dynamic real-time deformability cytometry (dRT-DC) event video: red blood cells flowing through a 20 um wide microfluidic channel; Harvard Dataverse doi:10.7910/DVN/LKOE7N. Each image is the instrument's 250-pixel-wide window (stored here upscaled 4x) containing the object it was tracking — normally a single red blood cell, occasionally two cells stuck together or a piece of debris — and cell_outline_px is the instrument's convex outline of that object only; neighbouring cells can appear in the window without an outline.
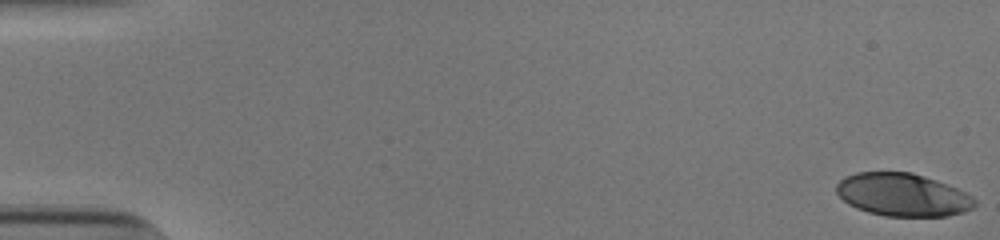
{"species": "human", "species_latin": "Homo sapiens", "temperature_condition": "cold", "stored_images_in_passage": 54, "camera_frame_rate_fps": 3000, "um_per_image_px": 0.085, "donor": {"sex": "male"}, "frame": {"image": 1, "passage_image": 1, "time_ms": 0.0, "image_size_px": [1000, 240], "cell_outline_px": [[976, 204], [972, 208], [964, 212], [948, 216], [884, 216], [868, 212], [856, 208], [848, 204], [836, 192], [836, 184], [844, 176], [856, 172], [912, 172], [948, 184], [972, 196], [976, 200]], "centroid_in_image_um": [76.72, 16.55], "position_along_channel_um": 8.3, "area_um2": 34.68}}
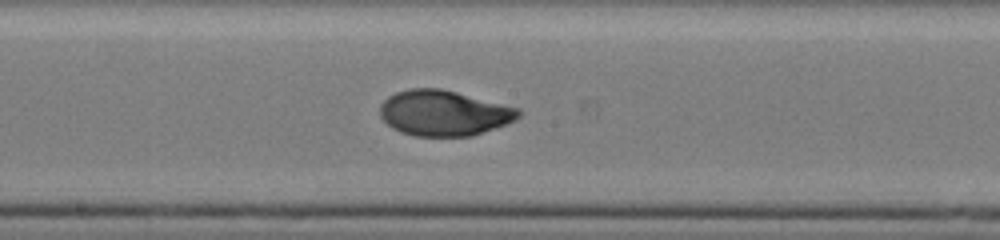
{"frame": {"image": 2, "passage_image": 30, "time_ms": 9.667, "image_size_px": [1000, 240], "cell_outline_px": [[520, 116], [516, 120], [472, 136], [416, 136], [400, 132], [392, 128], [380, 116], [380, 104], [388, 96], [396, 92], [408, 88], [440, 88], [520, 108]], "centroid_in_image_um": [37.71, 9.6], "position_along_channel_um": 210.5, "area_um2": 36.7}}
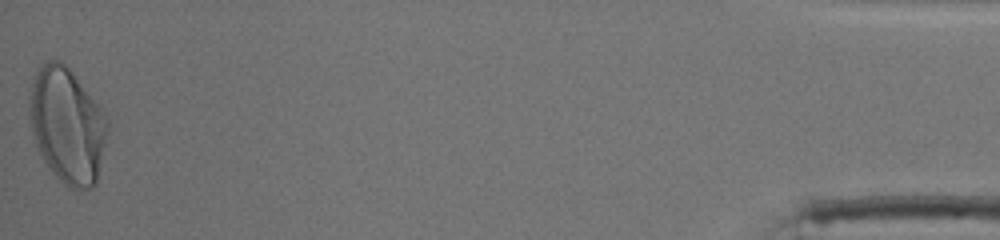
{"frame": {"image": 3, "passage_image": 54, "time_ms": 17.667, "image_size_px": [1000, 240], "cell_outline_px": [[108, 132], [96, 184], [92, 188], [68, 188], [52, 172], [44, 160], [36, 144], [32, 132], [28, 112], [28, 104], [32, 84], [36, 72], [48, 60], [56, 60], [64, 64], [72, 72], [104, 112], [108, 120]], "centroid_in_image_um": [5.71, 10.68], "position_along_channel_um": 429.5, "area_um2": 52.08}, "authors_computed_cell_mechanics": {"area_um2": 36.5007, "velocity_mm_per_s": 3.8421, "shape_relaxation_time_tau1_ms": 5.7977, "shape_relaxation_time_tau2_ms": 0.9683, "deformation_change_tau1": 0.2425, "deformation_change_tau2": 0.043}}